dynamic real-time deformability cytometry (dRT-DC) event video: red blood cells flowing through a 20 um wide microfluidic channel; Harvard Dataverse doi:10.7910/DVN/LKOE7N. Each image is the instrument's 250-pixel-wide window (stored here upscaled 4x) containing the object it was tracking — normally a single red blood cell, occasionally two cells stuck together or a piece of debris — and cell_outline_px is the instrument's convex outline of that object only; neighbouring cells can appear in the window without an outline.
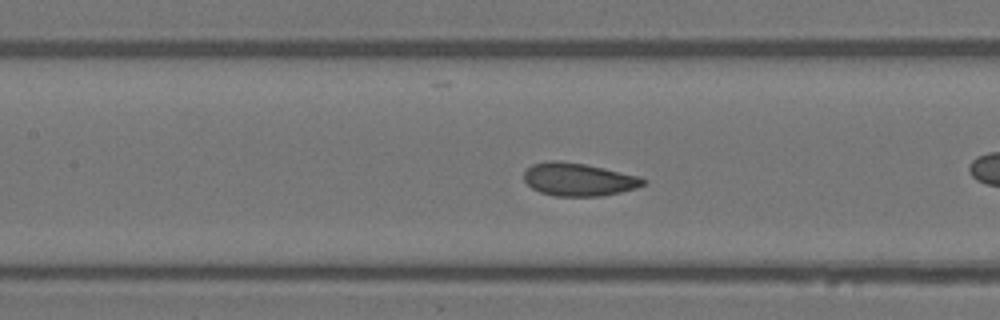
{"species": "Egyptian fruit bat (a non-hibernating species)", "species_latin": "Rousettus aegyptiacus", "temperature_condition": "warm", "stored_images_in_passage": 49, "camera_frame_rate_fps": 3000, "um_per_image_px": 0.085, "animal": {"sex": "female"}, "frame": {"image": 1, "passage_image": 22, "time_ms": 7.0, "image_size_px": [1000, 320], "cell_outline_px": [[648, 184], [636, 188], [620, 192], [600, 196], [556, 196], [540, 192], [532, 188], [524, 180], [524, 172], [532, 164], [548, 160], [560, 160], [584, 164], [604, 168], [640, 176], [648, 180]], "centroid_in_image_um": [49.2, 15.25], "position_along_channel_um": 158.2, "area_um2": 23.06}}
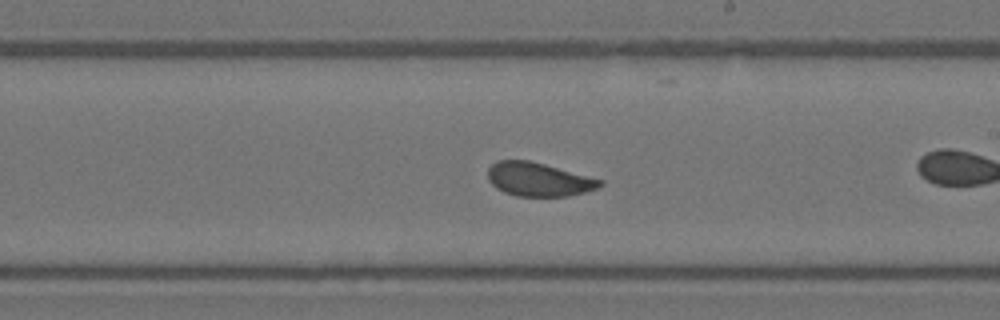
{"frame": {"image": 2, "passage_image": 28, "time_ms": 9.0, "image_size_px": [1000, 320], "cell_outline_px": [[604, 184], [600, 188], [568, 196], [516, 196], [504, 192], [496, 188], [488, 180], [488, 168], [496, 160], [528, 160], [544, 164], [604, 180]], "centroid_in_image_um": [45.79, 15.25], "position_along_channel_um": 243.2, "area_um2": 22.08}}